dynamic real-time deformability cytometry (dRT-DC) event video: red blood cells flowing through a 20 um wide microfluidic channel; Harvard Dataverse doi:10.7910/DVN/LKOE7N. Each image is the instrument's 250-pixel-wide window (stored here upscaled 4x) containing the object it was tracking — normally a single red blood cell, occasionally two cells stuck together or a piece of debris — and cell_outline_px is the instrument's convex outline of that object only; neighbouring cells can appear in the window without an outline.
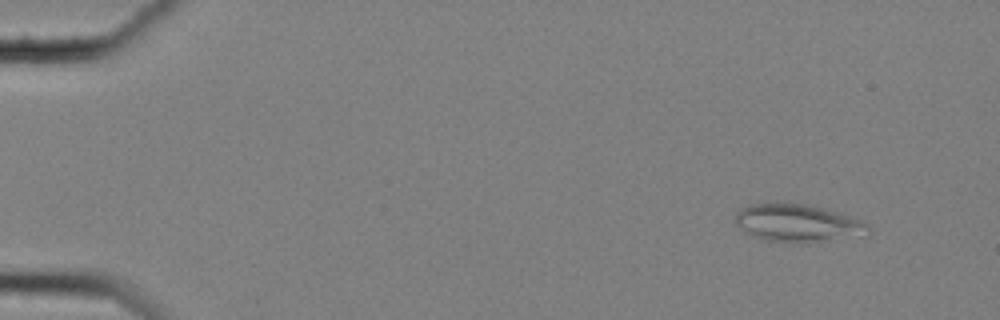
{"species": "common noctule bat (a hibernating species)", "species_latin": "Nyctalus noctula", "temperature_condition": "cold", "stored_images_in_passage": 54, "camera_frame_rate_fps": 3000, "um_per_image_px": 0.085, "animal": {"sex": "female", "body_mass_g": 25.1}, "frame": {"image": 1, "passage_image": 2, "time_ms": 0.333, "image_size_px": [1000, 320], "cell_outline_px": [[872, 232], [808, 244], [788, 244], [764, 240], [752, 236], [744, 232], [736, 224], [736, 212], [740, 208], [748, 204], [776, 200], [804, 204], [820, 208], [848, 216], [860, 220], [868, 224]], "centroid_in_image_um": [67.68, 18.96], "position_along_channel_um": 17.3, "area_um2": 29.88}}
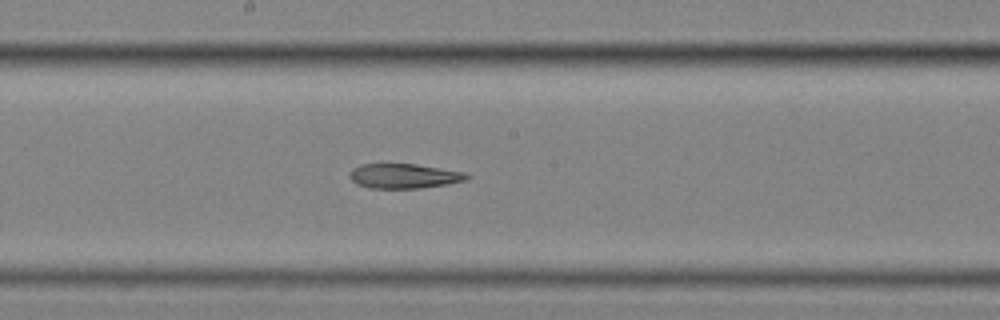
{"frame": {"image": 2, "passage_image": 29, "time_ms": 9.333, "image_size_px": [1000, 320], "cell_outline_px": [[472, 176], [464, 180], [448, 184], [420, 188], [372, 188], [356, 184], [348, 176], [348, 172], [352, 168], [360, 164], [416, 164], [464, 172]], "centroid_in_image_um": [34.3, 14.96], "position_along_channel_um": 213.9, "area_um2": 16.88}}
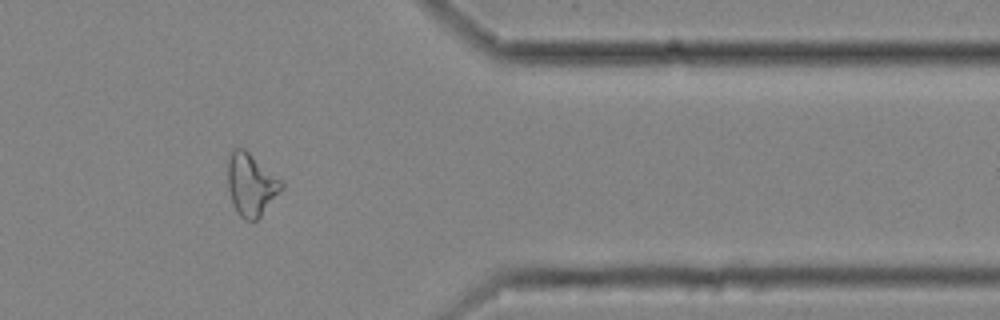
{"frame": {"image": 3, "passage_image": 45, "time_ms": 14.667, "image_size_px": [1000, 320], "cell_outline_px": [[284, 188], [260, 216], [256, 220], [244, 220], [236, 212], [228, 188], [228, 156], [232, 148], [244, 148], [284, 180]], "centroid_in_image_um": [21.37, 15.66], "position_along_channel_um": 390.0, "area_um2": 19.83}, "authors_computed_cell_mechanics": {"area_um2": 19.7965, "velocity_mm_per_s": 3.5396, "shape_relaxation_time_tau1_ms": null, "shape_relaxation_time_tau2_ms": 5.4907, "deformation_change_tau1": null, "deformation_change_tau2": 0.1499}}